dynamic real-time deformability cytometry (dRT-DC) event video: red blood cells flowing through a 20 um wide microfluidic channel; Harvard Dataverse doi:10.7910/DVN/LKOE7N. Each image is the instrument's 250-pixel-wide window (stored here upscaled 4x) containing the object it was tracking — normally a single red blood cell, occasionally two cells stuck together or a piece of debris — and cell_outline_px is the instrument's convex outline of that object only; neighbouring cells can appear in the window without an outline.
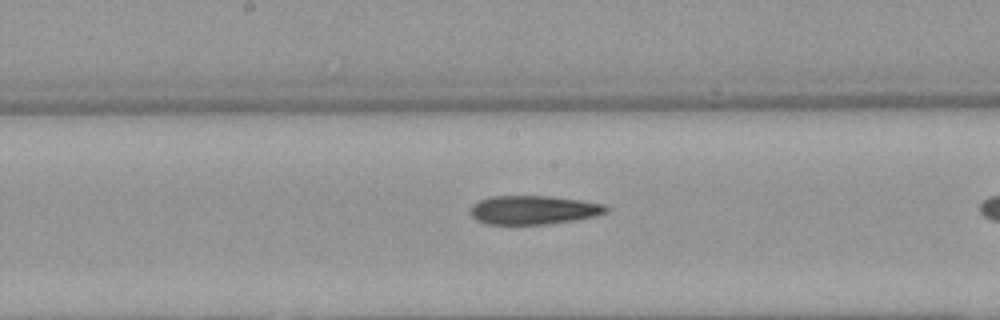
{"species": "Egyptian fruit bat (a non-hibernating species)", "species_latin": "Rousettus aegyptiacus", "temperature_condition": "warm", "stored_images_in_passage": 36, "camera_frame_rate_fps": 3000, "um_per_image_px": 0.085, "animal": {"sex": "female"}, "frame": {"image": 1, "passage_image": 22, "time_ms": 7.0, "image_size_px": [1000, 320], "cell_outline_px": [[612, 208], [608, 212], [596, 216], [548, 224], [488, 224], [476, 220], [468, 212], [468, 208], [472, 204], [480, 200], [492, 196], [552, 196], [580, 200], [604, 204]], "centroid_in_image_um": [45.34, 17.84], "position_along_channel_um": 202.9, "area_um2": 23.0}}
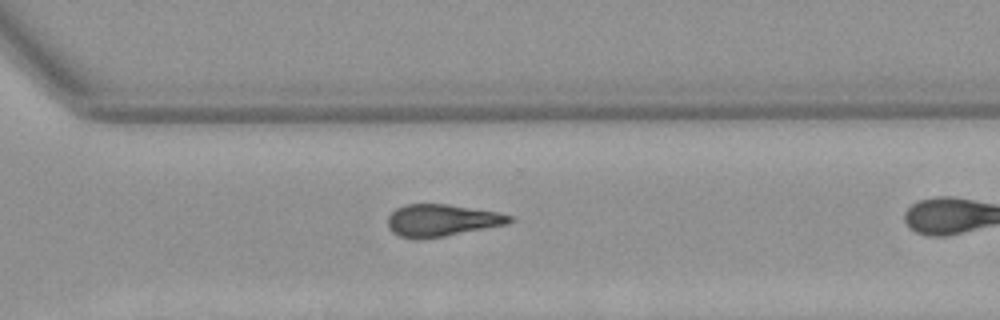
{"frame": {"image": 2, "passage_image": 32, "time_ms": 10.333, "image_size_px": [1000, 320], "cell_outline_px": [[516, 220], [508, 224], [444, 236], [416, 240], [400, 236], [392, 232], [388, 228], [388, 216], [396, 208], [404, 204], [448, 204], [496, 212], [512, 216]], "centroid_in_image_um": [37.53, 18.73], "position_along_channel_um": 333.1, "area_um2": 22.83}}
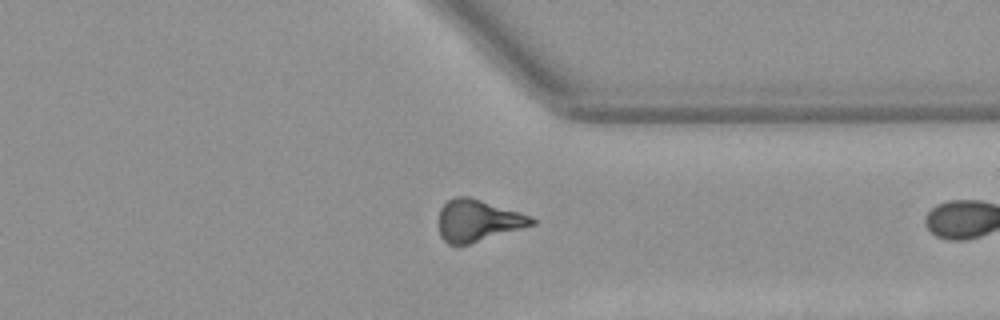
{"frame": {"image": 3, "passage_image": 35, "time_ms": 11.333, "image_size_px": [1000, 320], "cell_outline_px": [[536, 224], [468, 244], [448, 244], [440, 236], [440, 208], [448, 200], [456, 196], [468, 196], [520, 212], [532, 216], [536, 220]], "centroid_in_image_um": [40.64, 18.74], "position_along_channel_um": 370.8, "area_um2": 22.37}}